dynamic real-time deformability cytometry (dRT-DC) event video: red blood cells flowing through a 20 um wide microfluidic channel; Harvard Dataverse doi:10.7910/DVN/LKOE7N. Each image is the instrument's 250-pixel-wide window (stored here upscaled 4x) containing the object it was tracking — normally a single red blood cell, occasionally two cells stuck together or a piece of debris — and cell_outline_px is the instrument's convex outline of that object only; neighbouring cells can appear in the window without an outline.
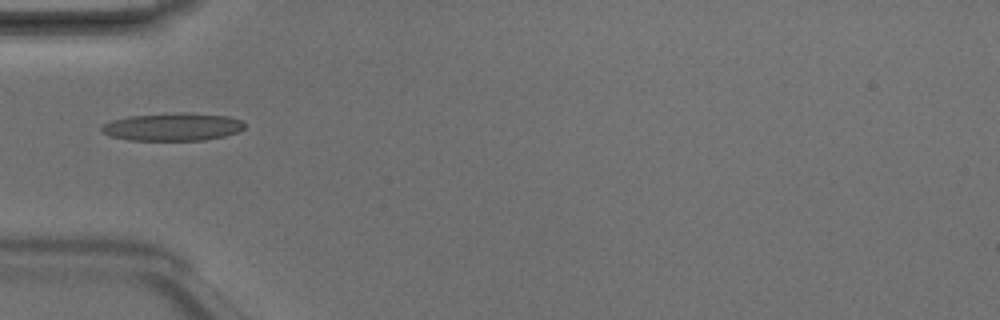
{"species": "Egyptian fruit bat (a non-hibernating species)", "species_latin": "Rousettus aegyptiacus", "temperature_condition": "room temperature", "stored_images_in_passage": 4, "camera_frame_rate_fps": 3000, "um_per_image_px": 0.085, "animal": {"sex": "male"}, "frame": {"image": 1, "passage_image": 3, "time_ms": 0.667, "image_size_px": [1000, 320], "cell_outline_px": [[244, 128], [236, 132], [224, 136], [204, 140], [128, 140], [112, 136], [100, 132], [100, 124], [112, 120], [128, 116], [176, 112], [188, 112], [228, 116], [240, 120], [244, 124]], "centroid_in_image_um": [14.62, 10.77], "position_along_channel_um": 70.4, "area_um2": 23.35}}